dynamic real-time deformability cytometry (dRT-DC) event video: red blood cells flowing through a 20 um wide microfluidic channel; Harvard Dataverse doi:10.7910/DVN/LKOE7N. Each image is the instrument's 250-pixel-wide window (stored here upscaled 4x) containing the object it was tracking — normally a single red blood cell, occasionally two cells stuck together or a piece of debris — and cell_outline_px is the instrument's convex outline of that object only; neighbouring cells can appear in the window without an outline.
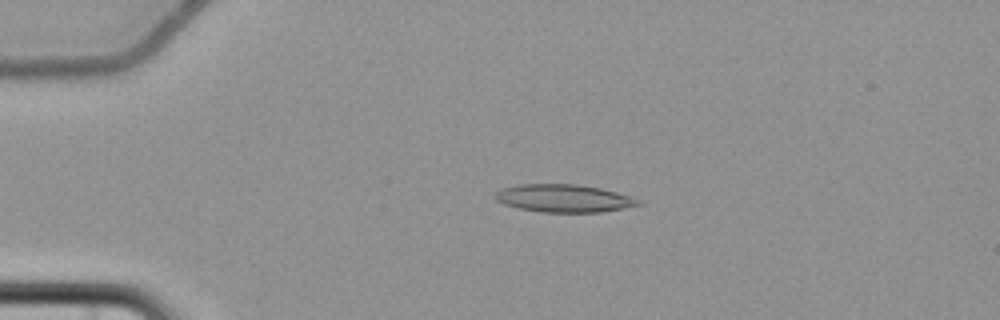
{"species": "common noctule bat (a hibernating species)", "species_latin": "Nyctalus noctula", "temperature_condition": "cold", "stored_images_in_passage": 5, "camera_frame_rate_fps": 3000, "um_per_image_px": 0.085, "animal": {"sex": "female", "body_mass_g": 22.7, "forearm_length_mm": 54.2}, "frame": {"image": 1, "passage_image": 3, "time_ms": 3.0, "image_size_px": [1000, 320], "cell_outline_px": [[644, 204], [624, 208], [600, 212], [540, 212], [520, 208], [504, 204], [496, 200], [492, 196], [500, 188], [520, 184], [576, 184], [600, 188], [616, 192], [644, 200]], "centroid_in_image_um": [47.94, 16.85], "position_along_channel_um": 37.1, "area_um2": 23.35}}
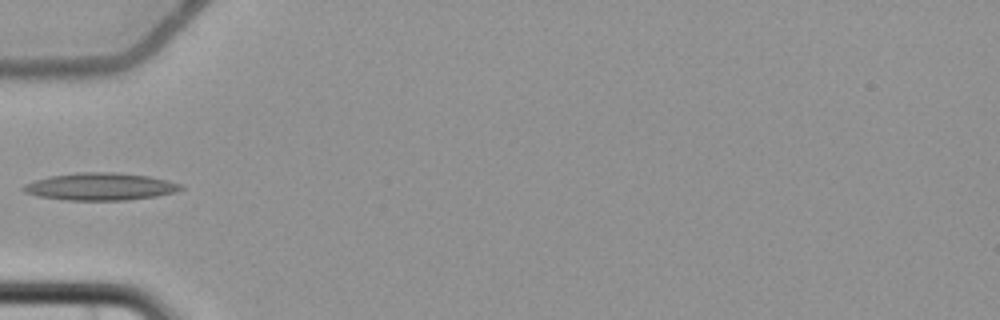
{"frame": {"image": 2, "passage_image": 5, "time_ms": 5.333, "image_size_px": [1000, 320], "cell_outline_px": [[184, 188], [176, 192], [156, 196], [128, 200], [68, 200], [36, 196], [24, 192], [20, 188], [24, 184], [48, 176], [76, 172], [116, 172], [148, 176], [168, 180], [184, 184]], "centroid_in_image_um": [8.53, 15.85], "position_along_channel_um": 76.5, "area_um2": 25.37}}